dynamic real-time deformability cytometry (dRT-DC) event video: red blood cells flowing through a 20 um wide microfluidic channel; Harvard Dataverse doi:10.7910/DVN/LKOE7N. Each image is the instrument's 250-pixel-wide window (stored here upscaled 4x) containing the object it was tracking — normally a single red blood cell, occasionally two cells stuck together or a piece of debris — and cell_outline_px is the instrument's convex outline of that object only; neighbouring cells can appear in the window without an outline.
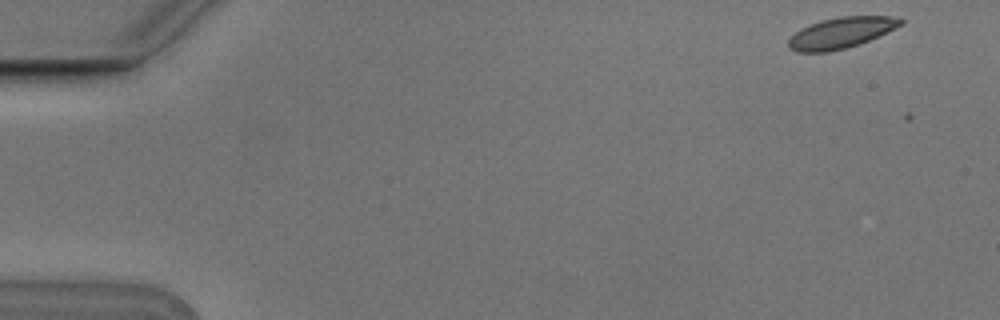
{"species": "Egyptian fruit bat (a non-hibernating species)", "species_latin": "Rousettus aegyptiacus", "temperature_condition": "cold", "stored_images_in_passage": 4, "camera_frame_rate_fps": 3000, "um_per_image_px": 0.085, "animal": {"sex": "male"}, "frame": {"image": 1, "passage_image": 1, "time_ms": 0.0, "image_size_px": [1000, 320], "cell_outline_px": [[904, 24], [860, 44], [828, 52], [796, 52], [788, 48], [788, 40], [800, 28], [820, 20], [840, 16], [896, 16], [904, 20]], "centroid_in_image_um": [71.49, 2.78], "position_along_channel_um": 13.5, "area_um2": 20.29}}